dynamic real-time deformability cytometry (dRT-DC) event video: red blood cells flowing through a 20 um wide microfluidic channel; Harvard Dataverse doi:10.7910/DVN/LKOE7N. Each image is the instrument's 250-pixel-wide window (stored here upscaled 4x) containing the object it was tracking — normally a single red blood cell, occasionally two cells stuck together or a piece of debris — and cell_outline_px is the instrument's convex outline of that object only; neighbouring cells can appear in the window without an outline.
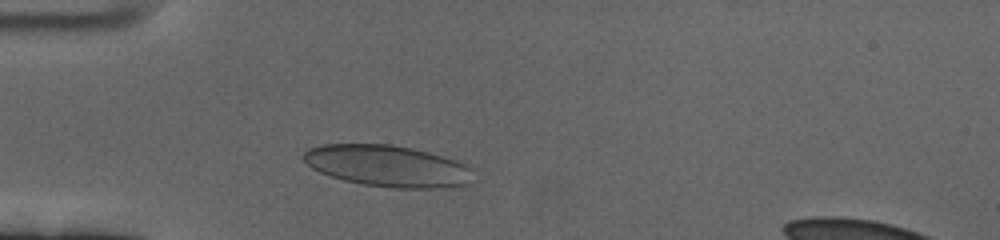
{"species": "human", "species_latin": "Homo sapiens", "temperature_condition": "cold", "stored_images_in_passage": 51, "camera_frame_rate_fps": 3000, "um_per_image_px": 0.085, "donor": {"sex": "female"}, "frame": {"image": 1, "passage_image": 8, "time_ms": 2.333, "image_size_px": [1000, 240], "cell_outline_px": [[476, 180], [472, 184], [444, 188], [392, 188], [364, 184], [344, 180], [320, 172], [312, 168], [300, 156], [308, 148], [324, 144], [392, 144], [456, 160], [464, 164], [468, 168]], "centroid_in_image_um": [32.95, 14.12], "position_along_channel_um": 52.1, "area_um2": 40.92}}
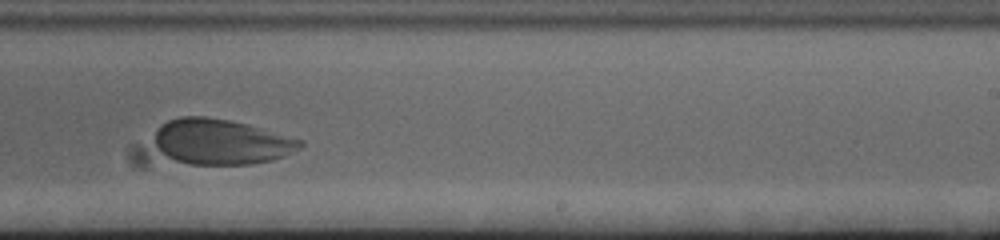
{"frame": {"image": 2, "passage_image": 29, "time_ms": 9.333, "image_size_px": [1000, 240], "cell_outline_px": [[304, 144], [300, 148], [284, 156], [272, 160], [252, 164], [188, 164], [176, 160], [160, 152], [156, 144], [156, 132], [160, 124], [168, 120], [180, 116], [204, 116], [228, 120], [248, 124], [304, 140]], "centroid_in_image_um": [18.81, 12.04], "position_along_channel_um": 270.2, "area_um2": 38.49}}
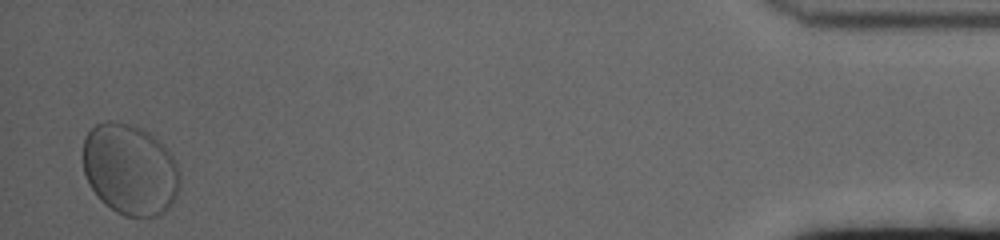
{"frame": {"image": 3, "passage_image": 50, "time_ms": 16.333, "image_size_px": [1000, 240], "cell_outline_px": [[180, 188], [172, 204], [160, 216], [124, 216], [116, 212], [104, 204], [96, 196], [88, 184], [84, 172], [84, 136], [96, 124], [104, 120], [112, 120], [128, 124], [140, 128], [148, 132], [168, 148], [176, 164], [180, 176]], "centroid_in_image_um": [11.05, 14.41], "position_along_channel_um": 424.2, "area_um2": 51.85}, "authors_computed_cell_mechanics": {"area_um2": 39.1306, "velocity_mm_per_s": 3.3031, "shape_relaxation_time_tau1_ms": 3.2612, "shape_relaxation_time_tau2_ms": null, "deformation_change_tau1": 0.0974, "deformation_change_tau2": null}}